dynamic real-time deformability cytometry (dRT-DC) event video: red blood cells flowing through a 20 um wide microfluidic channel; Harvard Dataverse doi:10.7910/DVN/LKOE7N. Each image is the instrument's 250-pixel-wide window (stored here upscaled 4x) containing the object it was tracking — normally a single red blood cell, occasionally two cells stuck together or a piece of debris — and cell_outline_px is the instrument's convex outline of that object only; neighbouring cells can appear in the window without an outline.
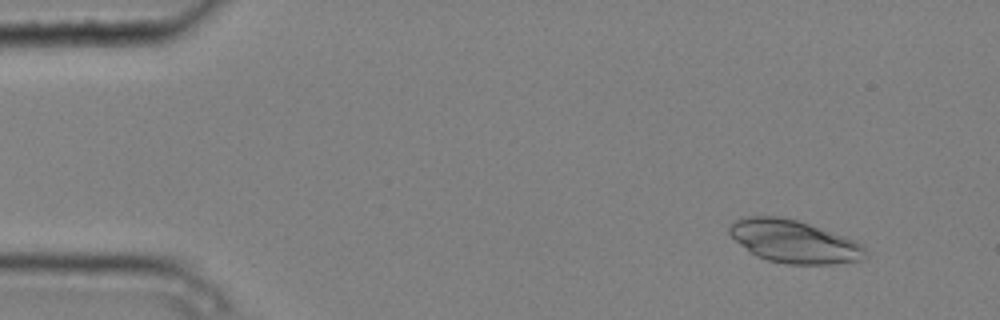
{"species": "common noctule bat (a hibernating species)", "species_latin": "Nyctalus noctula", "temperature_condition": "cold", "stored_images_in_passage": 4, "segment_of_instrument_passage": [1, 2], "camera_frame_rate_fps": 3000, "um_per_image_px": 0.085, "animal": {"sex": "male", "body_mass_g": 20.4}, "frame": {"image": 1, "passage_image": 1, "time_ms": 0.0, "image_size_px": [1000, 320], "cell_outline_px": [[868, 256], [864, 260], [832, 264], [788, 264], [768, 260], [756, 256], [740, 244], [728, 232], [728, 228], [740, 216], [776, 216], [796, 220], [856, 240], [868, 252]], "centroid_in_image_um": [67.51, 20.53], "position_along_channel_um": 17.5, "area_um2": 33.76}}